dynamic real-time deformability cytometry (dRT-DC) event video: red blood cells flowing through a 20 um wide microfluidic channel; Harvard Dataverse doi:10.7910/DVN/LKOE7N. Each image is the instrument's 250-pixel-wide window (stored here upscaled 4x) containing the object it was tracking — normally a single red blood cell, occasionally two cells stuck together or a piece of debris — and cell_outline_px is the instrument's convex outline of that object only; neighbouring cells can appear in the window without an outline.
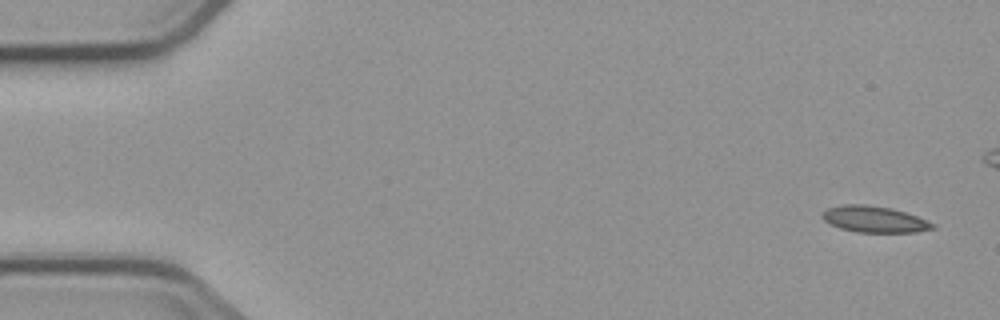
{"species": "common noctule bat (a hibernating species)", "species_latin": "Nyctalus noctula", "temperature_condition": "cold", "stored_images_in_passage": 4, "camera_frame_rate_fps": 3000, "um_per_image_px": 0.085, "animal": {"sex": "male", "body_mass_g": 23.1, "forearm_length_mm": 52.7}, "frame": {"image": 1, "passage_image": 1, "time_ms": 0.0, "image_size_px": [1000, 320], "cell_outline_px": [[936, 228], [916, 232], [856, 232], [840, 228], [824, 220], [820, 216], [828, 208], [844, 204], [864, 204], [892, 208], [916, 216], [936, 224]], "centroid_in_image_um": [74.33, 18.64], "position_along_channel_um": 10.7, "area_um2": 16.82}}
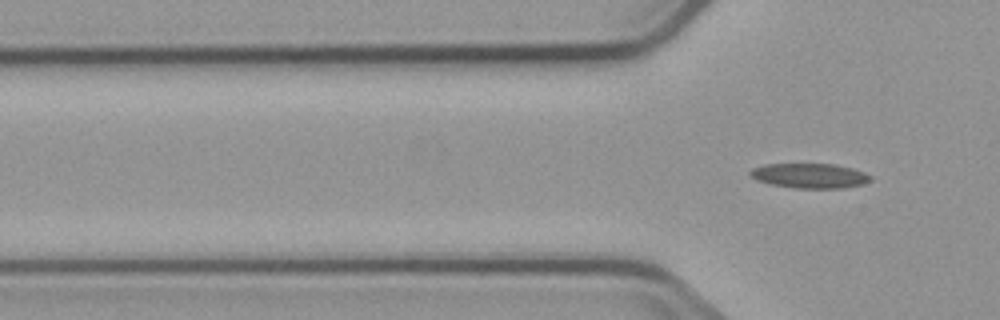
{"frame": {"image": 2, "passage_image": 4, "time_ms": 4.667, "image_size_px": [1000, 320], "cell_outline_px": [[872, 180], [860, 184], [844, 188], [796, 188], [772, 184], [756, 180], [748, 172], [752, 168], [764, 164], [836, 164], [852, 168], [864, 172], [872, 176]], "centroid_in_image_um": [68.83, 14.93], "position_along_channel_um": 57.0, "area_um2": 17.34}}